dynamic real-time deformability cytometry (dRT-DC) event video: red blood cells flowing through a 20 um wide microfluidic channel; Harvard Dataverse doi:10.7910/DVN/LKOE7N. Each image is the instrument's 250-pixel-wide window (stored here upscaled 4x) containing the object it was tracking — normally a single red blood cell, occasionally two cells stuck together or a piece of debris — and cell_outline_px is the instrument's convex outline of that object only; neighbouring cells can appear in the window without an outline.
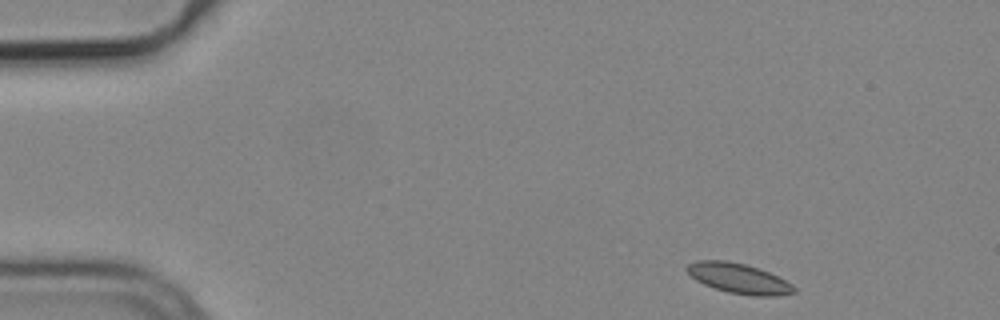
{"species": "common noctule bat (a hibernating species)", "species_latin": "Nyctalus noctula", "temperature_condition": "cold", "stored_images_in_passage": 4, "camera_frame_rate_fps": 3000, "um_per_image_px": 0.085, "animal": {"sex": "male", "body_mass_g": 19.2, "forearm_length_mm": 51.8}, "frame": {"image": 1, "passage_image": 1, "time_ms": 0.0, "image_size_px": [1000, 320], "cell_outline_px": [[796, 292], [780, 296], [752, 296], [728, 292], [704, 284], [696, 280], [684, 268], [688, 264], [696, 260], [724, 260], [744, 264], [768, 272], [792, 284], [796, 288]], "centroid_in_image_um": [62.79, 23.67], "position_along_channel_um": 22.2, "area_um2": 18.61}}